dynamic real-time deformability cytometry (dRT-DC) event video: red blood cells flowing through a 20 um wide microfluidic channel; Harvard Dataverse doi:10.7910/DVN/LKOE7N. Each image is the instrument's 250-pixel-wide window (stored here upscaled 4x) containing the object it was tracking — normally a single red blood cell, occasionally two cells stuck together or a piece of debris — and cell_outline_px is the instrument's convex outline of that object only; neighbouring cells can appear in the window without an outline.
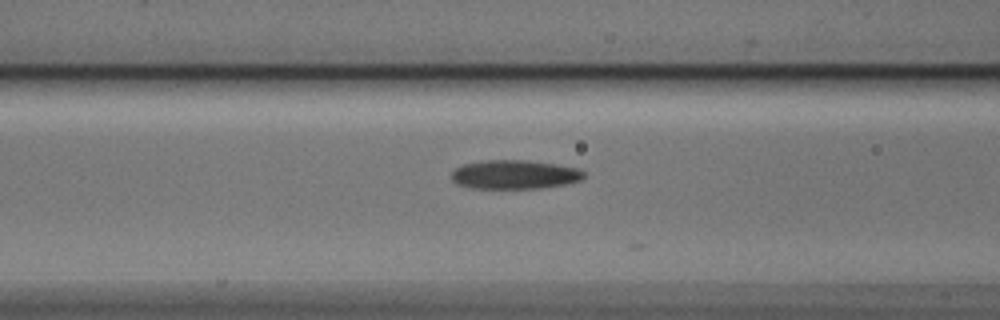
{"species": "Egyptian fruit bat (a non-hibernating species)", "species_latin": "Rousettus aegyptiacus", "temperature_condition": "cold", "stored_images_in_passage": 10, "camera_frame_rate_fps": 3000, "um_per_image_px": 0.085, "animal": {"sex": "male"}, "frame": {"image": 1, "passage_image": 8, "time_ms": 2.333, "image_size_px": [1000, 320], "cell_outline_px": [[584, 176], [580, 180], [564, 184], [540, 188], [472, 188], [456, 184], [452, 180], [452, 172], [456, 168], [464, 164], [484, 160], [524, 160], [556, 164], [580, 168], [584, 172]], "centroid_in_image_um": [43.73, 14.83], "position_along_channel_um": 122.9, "area_um2": 22.25}}